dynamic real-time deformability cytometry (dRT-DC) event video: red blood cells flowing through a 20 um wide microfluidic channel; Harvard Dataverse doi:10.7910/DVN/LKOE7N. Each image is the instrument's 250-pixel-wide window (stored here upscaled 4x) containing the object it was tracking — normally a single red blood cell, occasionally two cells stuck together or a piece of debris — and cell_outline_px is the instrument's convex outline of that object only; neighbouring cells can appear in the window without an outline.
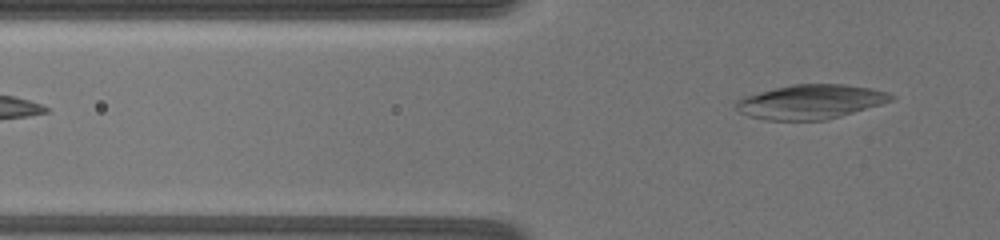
{"species": "common noctule bat (a hibernating species)", "species_latin": "Nyctalus noctula", "temperature_condition": "warm", "stored_images_in_passage": 26, "camera_frame_rate_fps": 3000, "um_per_image_px": 0.085, "animal": {"sex": "female", "body_mass_g": 19.5, "forearm_length_mm": 54.1}, "frame": {"image": 1, "passage_image": 3, "time_ms": 0.667, "image_size_px": [1000, 240], "cell_outline_px": [[896, 96], [892, 100], [880, 104], [824, 120], [764, 120], [748, 116], [732, 108], [732, 104], [736, 100], [748, 96], [776, 88], [792, 84], [840, 84], [868, 88], [884, 92]], "centroid_in_image_um": [68.81, 8.66], "position_along_channel_um": 57.0, "area_um2": 30.52}}
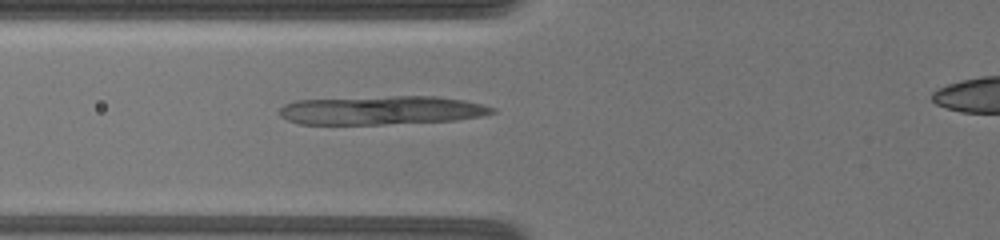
{"frame": {"image": 2, "passage_image": 16, "time_ms": 2.333, "image_size_px": [1000, 240], "cell_outline_px": [[496, 112], [480, 116], [452, 120], [384, 124], [300, 124], [288, 120], [280, 116], [280, 108], [284, 104], [296, 100], [392, 96], [436, 96], [464, 100], [496, 108]], "centroid_in_image_um": [32.41, 9.37], "position_along_channel_um": 93.4, "area_um2": 35.37}}
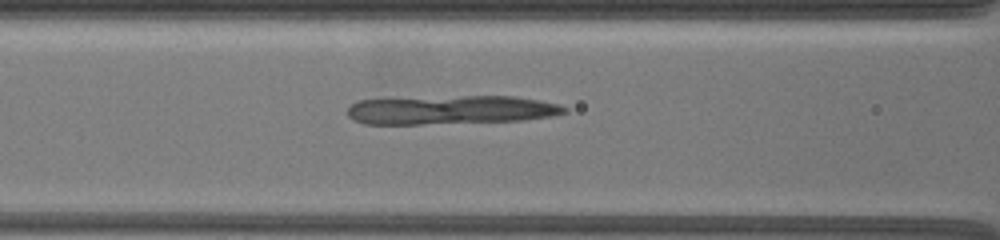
{"frame": {"image": 3, "passage_image": 24, "time_ms": 3.333, "image_size_px": [1000, 240], "cell_outline_px": [[568, 112], [548, 116], [520, 120], [420, 124], [364, 124], [348, 116], [348, 108], [352, 104], [360, 100], [464, 96], [512, 96], [536, 100], [556, 104], [568, 108]], "centroid_in_image_um": [38.3, 9.34], "position_along_channel_um": 128.3, "area_um2": 35.72}}